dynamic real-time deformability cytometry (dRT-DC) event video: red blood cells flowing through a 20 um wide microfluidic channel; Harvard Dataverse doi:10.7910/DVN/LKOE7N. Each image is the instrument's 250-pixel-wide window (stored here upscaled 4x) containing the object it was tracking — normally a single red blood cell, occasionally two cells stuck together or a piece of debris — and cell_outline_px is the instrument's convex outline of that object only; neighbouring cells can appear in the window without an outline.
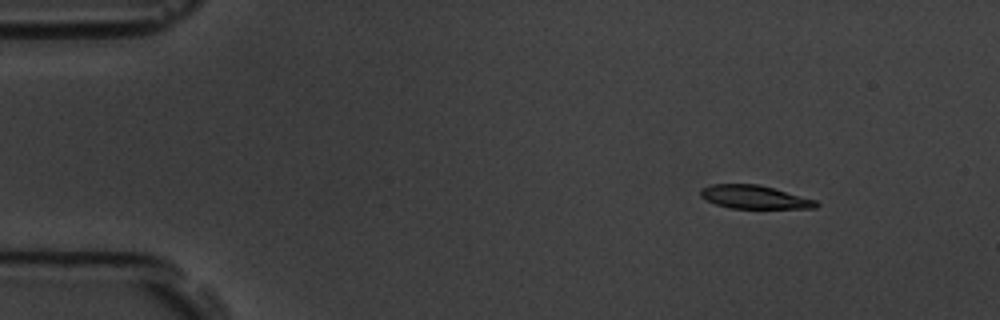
{"species": "common noctule bat (a hibernating species)", "species_latin": "Nyctalus noctula", "temperature_condition": "room temperature", "stored_images_in_passage": 4, "camera_frame_rate_fps": 3000, "um_per_image_px": 0.085, "animal": {"sex": "male", "body_mass_g": 19.5, "forearm_length_mm": 54.6}, "frame": {"image": 1, "passage_image": 2, "time_ms": 1.0, "image_size_px": [1000, 320], "cell_outline_px": [[820, 204], [816, 208], [728, 208], [716, 204], [700, 196], [700, 188], [712, 184], [760, 184], [816, 200]], "centroid_in_image_um": [64.12, 16.74], "position_along_channel_um": 20.9, "area_um2": 15.72}}